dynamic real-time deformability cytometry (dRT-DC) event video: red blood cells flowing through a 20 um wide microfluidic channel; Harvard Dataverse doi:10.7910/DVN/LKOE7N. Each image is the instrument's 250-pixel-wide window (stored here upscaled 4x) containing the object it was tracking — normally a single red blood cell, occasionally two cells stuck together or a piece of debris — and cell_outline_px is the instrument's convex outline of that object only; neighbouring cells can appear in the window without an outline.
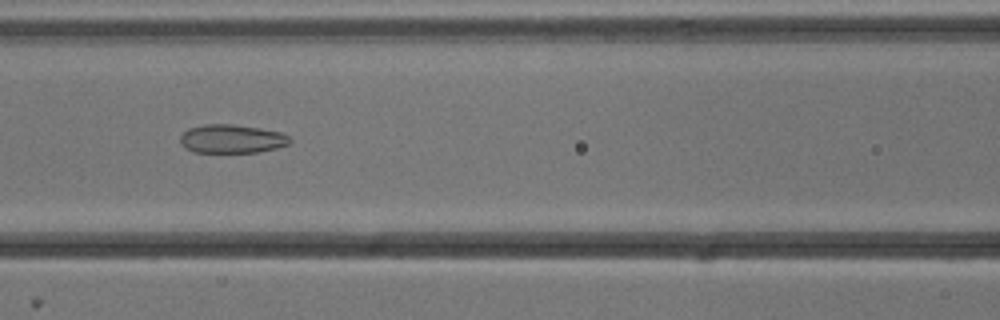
{"species": "common noctule bat (a hibernating species)", "species_latin": "Nyctalus noctula", "temperature_condition": "cold", "stored_images_in_passage": 53, "camera_frame_rate_fps": 3000, "um_per_image_px": 0.085, "animal": {"sex": "male", "body_mass_g": 13.3}, "frame": {"image": 1, "passage_image": 23, "time_ms": 7.333, "image_size_px": [1000, 320], "cell_outline_px": [[292, 140], [288, 144], [276, 148], [256, 152], [192, 152], [184, 148], [180, 140], [180, 136], [188, 128], [204, 124], [232, 124], [260, 128], [280, 132], [288, 136]], "centroid_in_image_um": [19.67, 11.8], "position_along_channel_um": 146.9, "area_um2": 18.26}}
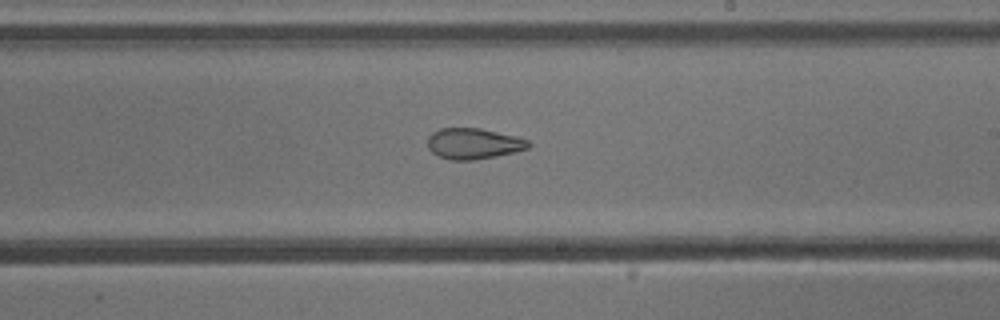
{"frame": {"image": 2, "passage_image": 31, "time_ms": 10.0, "image_size_px": [1000, 320], "cell_outline_px": [[532, 144], [528, 148], [496, 156], [472, 160], [448, 160], [432, 152], [428, 148], [428, 136], [432, 132], [440, 128], [480, 128], [516, 136], [528, 140]], "centroid_in_image_um": [40.23, 12.2], "position_along_channel_um": 248.8, "area_um2": 18.09}}
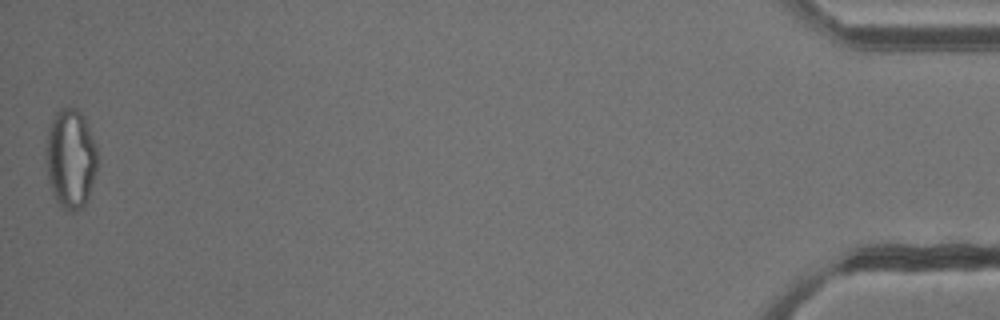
{"frame": {"image": 3, "passage_image": 53, "time_ms": 17.333, "image_size_px": [1000, 320], "cell_outline_px": [[96, 172], [88, 196], [84, 204], [76, 212], [68, 212], [56, 200], [52, 192], [48, 180], [44, 148], [48, 128], [56, 112], [60, 108], [76, 108], [84, 116], [96, 148]], "centroid_in_image_um": [5.96, 13.48], "position_along_channel_um": 429.2, "area_um2": 29.82}, "authors_computed_cell_mechanics": {"area_um2": 24.276, "velocity_mm_per_s": 3.8258, "shape_relaxation_time_tau1_ms": null, "shape_relaxation_time_tau2_ms": 2.2289, "deformation_change_tau1": null, "deformation_change_tau2": 0.095}}